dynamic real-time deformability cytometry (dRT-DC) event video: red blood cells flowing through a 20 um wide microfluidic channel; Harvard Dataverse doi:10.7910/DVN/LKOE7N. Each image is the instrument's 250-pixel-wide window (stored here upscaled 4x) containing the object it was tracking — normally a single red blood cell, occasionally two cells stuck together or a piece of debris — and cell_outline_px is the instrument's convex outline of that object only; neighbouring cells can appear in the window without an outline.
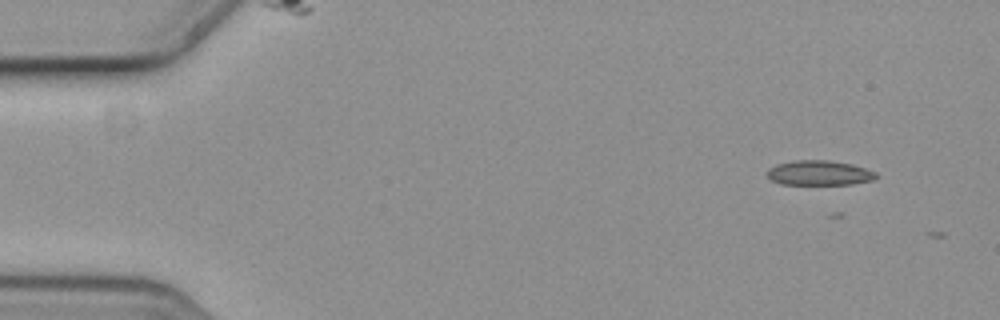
{"species": "common noctule bat (a hibernating species)", "species_latin": "Nyctalus noctula", "temperature_condition": "cold", "stored_images_in_passage": 5, "camera_frame_rate_fps": 3000, "um_per_image_px": 0.085, "animal": {"sex": "female", "body_mass_g": 19.3, "forearm_length_mm": 54.1}, "frame": {"image": 1, "passage_image": 1, "time_ms": 0.0, "image_size_px": [1000, 320], "cell_outline_px": [[880, 176], [872, 180], [852, 184], [784, 184], [772, 180], [768, 176], [768, 168], [776, 164], [792, 160], [828, 160], [852, 164], [876, 172]], "centroid_in_image_um": [69.65, 14.69], "position_along_channel_um": 15.3, "area_um2": 15.72}}